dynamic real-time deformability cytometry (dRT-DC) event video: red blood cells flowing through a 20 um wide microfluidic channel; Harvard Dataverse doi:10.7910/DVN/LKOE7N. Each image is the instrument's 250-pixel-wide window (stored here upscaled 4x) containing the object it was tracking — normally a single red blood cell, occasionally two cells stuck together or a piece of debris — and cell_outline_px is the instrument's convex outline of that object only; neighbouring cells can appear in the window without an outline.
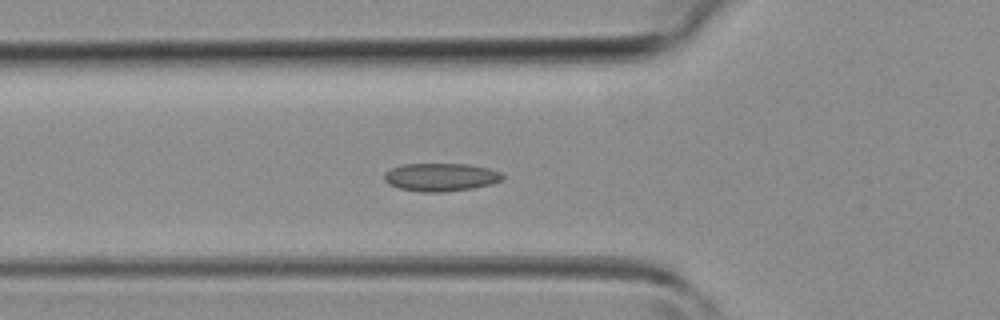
{"species": "common noctule bat (a hibernating species)", "species_latin": "Nyctalus noctula", "temperature_condition": "room temperature", "stored_images_in_passage": 30, "camera_frame_rate_fps": 3000, "um_per_image_px": 0.085, "animal": {"sex": "female", "body_mass_g": 19.3, "forearm_length_mm": 54.1}, "frame": {"image": 1, "passage_image": 2, "time_ms": 0.333, "image_size_px": [1000, 320], "cell_outline_px": [[504, 180], [492, 184], [472, 188], [444, 192], [420, 192], [400, 188], [388, 184], [384, 180], [384, 172], [400, 164], [468, 164], [488, 168], [500, 172], [504, 176]], "centroid_in_image_um": [37.46, 15.06], "position_along_channel_um": 88.3, "area_um2": 19.48}}
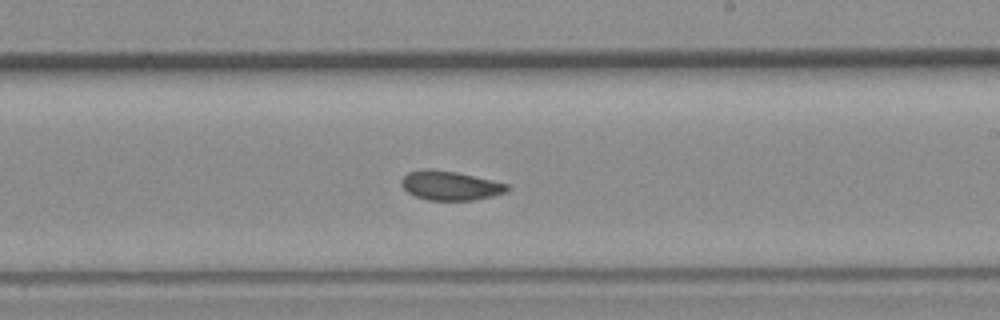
{"frame": {"image": 2, "passage_image": 12, "time_ms": 3.667, "image_size_px": [1000, 320], "cell_outline_px": [[508, 188], [504, 192], [492, 196], [472, 200], [428, 200], [416, 196], [408, 192], [400, 184], [400, 180], [408, 172], [456, 172], [508, 184]], "centroid_in_image_um": [38.28, 15.82], "position_along_channel_um": 250.7, "area_um2": 17.05}}
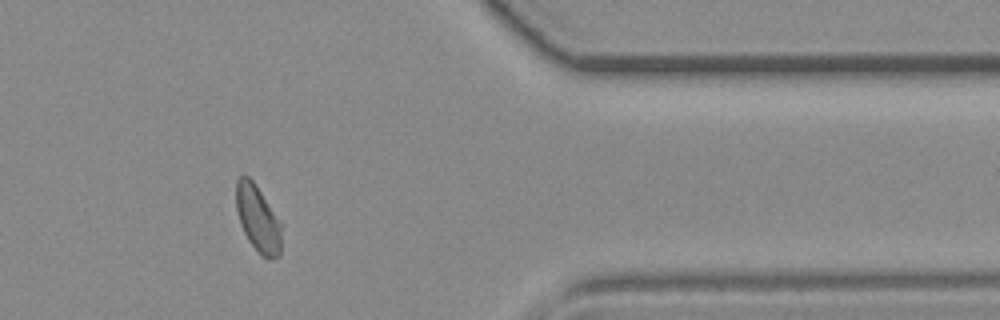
{"frame": {"image": 3, "passage_image": 22, "time_ms": 7.0, "image_size_px": [1000, 320], "cell_outline_px": [[280, 256], [272, 260], [268, 260], [248, 240], [240, 224], [236, 208], [236, 180], [240, 176], [248, 176], [252, 180], [260, 192], [280, 224]], "centroid_in_image_um": [21.88, 18.6], "position_along_channel_um": 389.5, "area_um2": 16.94}}